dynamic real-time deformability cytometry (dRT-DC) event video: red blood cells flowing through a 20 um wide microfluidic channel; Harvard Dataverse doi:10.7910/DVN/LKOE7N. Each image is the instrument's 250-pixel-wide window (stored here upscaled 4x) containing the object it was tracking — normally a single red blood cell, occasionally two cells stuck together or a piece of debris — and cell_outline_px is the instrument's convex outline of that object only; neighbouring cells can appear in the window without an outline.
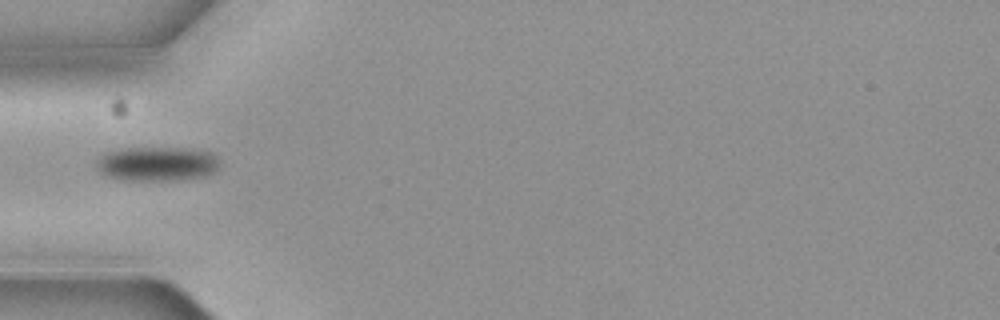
{"species": "common noctule bat (a hibernating species)", "species_latin": "Nyctalus noctula", "temperature_condition": "cold", "stored_images_in_passage": 4, "camera_frame_rate_fps": 3000, "um_per_image_px": 0.085, "animal": {"sex": "female", "body_mass_g": 19.3, "forearm_length_mm": 54.1}, "frame": {"image": 1, "passage_image": 1, "time_ms": 0.0, "image_size_px": [1000, 320], "cell_outline_px": [[220, 164], [216, 172], [204, 176], [176, 180], [124, 180], [108, 176], [100, 172], [96, 168], [96, 160], [100, 156], [108, 152], [120, 148], [180, 148], [208, 152], [220, 160]], "centroid_in_image_um": [13.33, 13.93], "position_along_channel_um": 71.7, "area_um2": 24.62}}
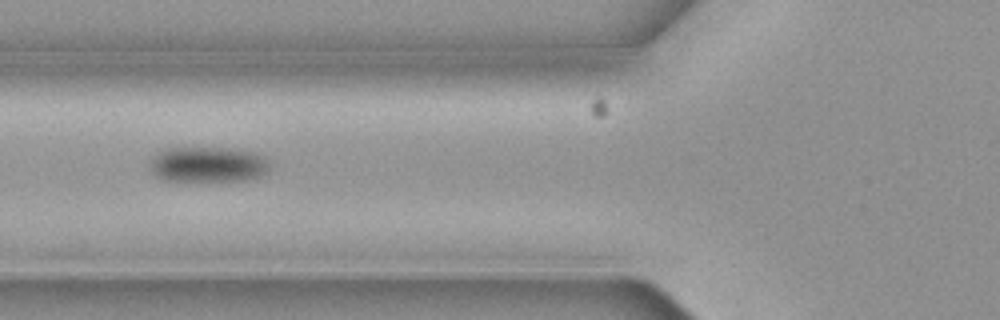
{"frame": {"image": 2, "passage_image": 2, "time_ms": 0.333, "image_size_px": [1000, 320], "cell_outline_px": [[268, 168], [260, 176], [244, 180], [164, 180], [156, 176], [152, 172], [148, 164], [152, 156], [156, 152], [164, 148], [232, 148], [252, 152], [264, 156], [268, 164]], "centroid_in_image_um": [17.6, 13.96], "position_along_channel_um": 108.2, "area_um2": 24.62}}
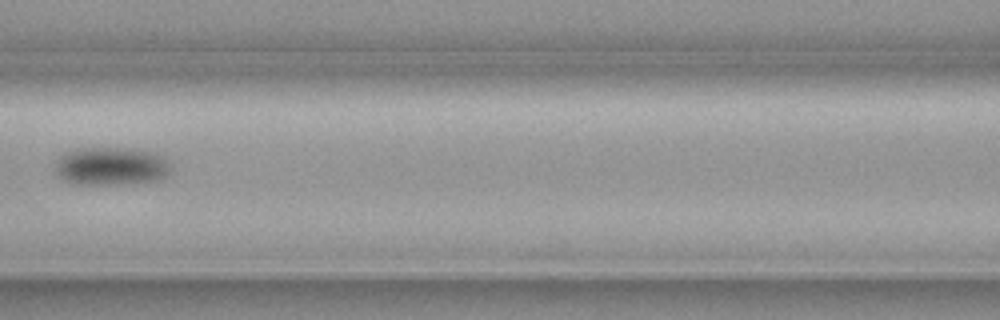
{"frame": {"image": 3, "passage_image": 3, "time_ms": 0.667, "image_size_px": [1000, 320], "cell_outline_px": [[168, 172], [160, 180], [120, 184], [68, 184], [60, 180], [56, 172], [56, 160], [64, 152], [80, 148], [120, 148], [152, 152], [164, 156], [168, 160]], "centroid_in_image_um": [9.37, 14.14], "position_along_channel_um": 157.2, "area_um2": 25.78}}